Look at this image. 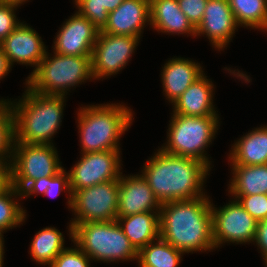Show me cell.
<instances>
[{"instance_id": "obj_1", "label": "cell", "mask_w": 267, "mask_h": 267, "mask_svg": "<svg viewBox=\"0 0 267 267\" xmlns=\"http://www.w3.org/2000/svg\"><path fill=\"white\" fill-rule=\"evenodd\" d=\"M209 196L161 204L160 237L185 253L215 250Z\"/></svg>"}, {"instance_id": "obj_2", "label": "cell", "mask_w": 267, "mask_h": 267, "mask_svg": "<svg viewBox=\"0 0 267 267\" xmlns=\"http://www.w3.org/2000/svg\"><path fill=\"white\" fill-rule=\"evenodd\" d=\"M210 170L199 160L168 154L159 148L145 162L141 173L163 204L207 196L203 188Z\"/></svg>"}, {"instance_id": "obj_3", "label": "cell", "mask_w": 267, "mask_h": 267, "mask_svg": "<svg viewBox=\"0 0 267 267\" xmlns=\"http://www.w3.org/2000/svg\"><path fill=\"white\" fill-rule=\"evenodd\" d=\"M25 87L27 89L18 101L7 99L14 114V142L53 144L52 139L61 126L67 96L43 95L27 85Z\"/></svg>"}, {"instance_id": "obj_4", "label": "cell", "mask_w": 267, "mask_h": 267, "mask_svg": "<svg viewBox=\"0 0 267 267\" xmlns=\"http://www.w3.org/2000/svg\"><path fill=\"white\" fill-rule=\"evenodd\" d=\"M133 112L122 103L79 107L77 112L81 154L121 150L119 140L133 122ZM130 126V127H129Z\"/></svg>"}, {"instance_id": "obj_5", "label": "cell", "mask_w": 267, "mask_h": 267, "mask_svg": "<svg viewBox=\"0 0 267 267\" xmlns=\"http://www.w3.org/2000/svg\"><path fill=\"white\" fill-rule=\"evenodd\" d=\"M53 53L46 51L38 68L25 79V85L32 91L43 95L66 96L71 88L94 80L91 56Z\"/></svg>"}, {"instance_id": "obj_6", "label": "cell", "mask_w": 267, "mask_h": 267, "mask_svg": "<svg viewBox=\"0 0 267 267\" xmlns=\"http://www.w3.org/2000/svg\"><path fill=\"white\" fill-rule=\"evenodd\" d=\"M171 114L173 115L167 129L168 139L160 149L168 154L199 160L211 169L212 161L205 152L220 127L219 116Z\"/></svg>"}, {"instance_id": "obj_7", "label": "cell", "mask_w": 267, "mask_h": 267, "mask_svg": "<svg viewBox=\"0 0 267 267\" xmlns=\"http://www.w3.org/2000/svg\"><path fill=\"white\" fill-rule=\"evenodd\" d=\"M72 242L93 261L138 260V252L116 220L77 223L73 226Z\"/></svg>"}, {"instance_id": "obj_8", "label": "cell", "mask_w": 267, "mask_h": 267, "mask_svg": "<svg viewBox=\"0 0 267 267\" xmlns=\"http://www.w3.org/2000/svg\"><path fill=\"white\" fill-rule=\"evenodd\" d=\"M63 169L54 144L14 142L12 186L26 197L45 178L55 176Z\"/></svg>"}, {"instance_id": "obj_9", "label": "cell", "mask_w": 267, "mask_h": 267, "mask_svg": "<svg viewBox=\"0 0 267 267\" xmlns=\"http://www.w3.org/2000/svg\"><path fill=\"white\" fill-rule=\"evenodd\" d=\"M119 180H111L72 193L71 211L74 217L68 232L73 241V226L77 223L106 222L117 219Z\"/></svg>"}, {"instance_id": "obj_10", "label": "cell", "mask_w": 267, "mask_h": 267, "mask_svg": "<svg viewBox=\"0 0 267 267\" xmlns=\"http://www.w3.org/2000/svg\"><path fill=\"white\" fill-rule=\"evenodd\" d=\"M211 212L215 249L223 243H253L257 221L238 200L233 198L219 209L212 203Z\"/></svg>"}, {"instance_id": "obj_11", "label": "cell", "mask_w": 267, "mask_h": 267, "mask_svg": "<svg viewBox=\"0 0 267 267\" xmlns=\"http://www.w3.org/2000/svg\"><path fill=\"white\" fill-rule=\"evenodd\" d=\"M120 154V150L81 154L78 162L68 171L71 192L111 180H119L123 174Z\"/></svg>"}, {"instance_id": "obj_12", "label": "cell", "mask_w": 267, "mask_h": 267, "mask_svg": "<svg viewBox=\"0 0 267 267\" xmlns=\"http://www.w3.org/2000/svg\"><path fill=\"white\" fill-rule=\"evenodd\" d=\"M140 37L112 35L99 32L92 51V70L95 80L116 75L128 62Z\"/></svg>"}, {"instance_id": "obj_13", "label": "cell", "mask_w": 267, "mask_h": 267, "mask_svg": "<svg viewBox=\"0 0 267 267\" xmlns=\"http://www.w3.org/2000/svg\"><path fill=\"white\" fill-rule=\"evenodd\" d=\"M53 52L68 56H92L99 30L77 11L59 28Z\"/></svg>"}, {"instance_id": "obj_14", "label": "cell", "mask_w": 267, "mask_h": 267, "mask_svg": "<svg viewBox=\"0 0 267 267\" xmlns=\"http://www.w3.org/2000/svg\"><path fill=\"white\" fill-rule=\"evenodd\" d=\"M238 27L228 0H208L196 36L206 35L211 45L221 51L231 42Z\"/></svg>"}, {"instance_id": "obj_15", "label": "cell", "mask_w": 267, "mask_h": 267, "mask_svg": "<svg viewBox=\"0 0 267 267\" xmlns=\"http://www.w3.org/2000/svg\"><path fill=\"white\" fill-rule=\"evenodd\" d=\"M9 64L14 63L34 67L31 74L38 68L46 53V45L41 36L28 24L20 23L1 43Z\"/></svg>"}, {"instance_id": "obj_16", "label": "cell", "mask_w": 267, "mask_h": 267, "mask_svg": "<svg viewBox=\"0 0 267 267\" xmlns=\"http://www.w3.org/2000/svg\"><path fill=\"white\" fill-rule=\"evenodd\" d=\"M117 217L150 211H160L161 203L155 197L142 174L119 177Z\"/></svg>"}, {"instance_id": "obj_17", "label": "cell", "mask_w": 267, "mask_h": 267, "mask_svg": "<svg viewBox=\"0 0 267 267\" xmlns=\"http://www.w3.org/2000/svg\"><path fill=\"white\" fill-rule=\"evenodd\" d=\"M146 23L150 25V0H124L108 13L103 33L142 38Z\"/></svg>"}, {"instance_id": "obj_18", "label": "cell", "mask_w": 267, "mask_h": 267, "mask_svg": "<svg viewBox=\"0 0 267 267\" xmlns=\"http://www.w3.org/2000/svg\"><path fill=\"white\" fill-rule=\"evenodd\" d=\"M214 84L203 73L172 103L173 113L188 116H218L213 104Z\"/></svg>"}, {"instance_id": "obj_19", "label": "cell", "mask_w": 267, "mask_h": 267, "mask_svg": "<svg viewBox=\"0 0 267 267\" xmlns=\"http://www.w3.org/2000/svg\"><path fill=\"white\" fill-rule=\"evenodd\" d=\"M203 67L192 59L174 57L169 59L162 67L161 81L164 96L173 103L182 93L202 74Z\"/></svg>"}, {"instance_id": "obj_20", "label": "cell", "mask_w": 267, "mask_h": 267, "mask_svg": "<svg viewBox=\"0 0 267 267\" xmlns=\"http://www.w3.org/2000/svg\"><path fill=\"white\" fill-rule=\"evenodd\" d=\"M150 27L163 34L196 37V29L181 11L178 0H150Z\"/></svg>"}, {"instance_id": "obj_21", "label": "cell", "mask_w": 267, "mask_h": 267, "mask_svg": "<svg viewBox=\"0 0 267 267\" xmlns=\"http://www.w3.org/2000/svg\"><path fill=\"white\" fill-rule=\"evenodd\" d=\"M230 165L267 164V125L254 128L232 144Z\"/></svg>"}, {"instance_id": "obj_22", "label": "cell", "mask_w": 267, "mask_h": 267, "mask_svg": "<svg viewBox=\"0 0 267 267\" xmlns=\"http://www.w3.org/2000/svg\"><path fill=\"white\" fill-rule=\"evenodd\" d=\"M116 221L137 252L160 237L159 211L117 217Z\"/></svg>"}, {"instance_id": "obj_23", "label": "cell", "mask_w": 267, "mask_h": 267, "mask_svg": "<svg viewBox=\"0 0 267 267\" xmlns=\"http://www.w3.org/2000/svg\"><path fill=\"white\" fill-rule=\"evenodd\" d=\"M230 167L233 174L228 184L230 195L267 194V164Z\"/></svg>"}, {"instance_id": "obj_24", "label": "cell", "mask_w": 267, "mask_h": 267, "mask_svg": "<svg viewBox=\"0 0 267 267\" xmlns=\"http://www.w3.org/2000/svg\"><path fill=\"white\" fill-rule=\"evenodd\" d=\"M63 234L54 227L39 230L30 245V256L40 265L53 263L54 259L64 250L65 240Z\"/></svg>"}, {"instance_id": "obj_25", "label": "cell", "mask_w": 267, "mask_h": 267, "mask_svg": "<svg viewBox=\"0 0 267 267\" xmlns=\"http://www.w3.org/2000/svg\"><path fill=\"white\" fill-rule=\"evenodd\" d=\"M184 253L161 237L150 242L138 252L139 267H178Z\"/></svg>"}, {"instance_id": "obj_26", "label": "cell", "mask_w": 267, "mask_h": 267, "mask_svg": "<svg viewBox=\"0 0 267 267\" xmlns=\"http://www.w3.org/2000/svg\"><path fill=\"white\" fill-rule=\"evenodd\" d=\"M238 26L267 31V0H228Z\"/></svg>"}, {"instance_id": "obj_27", "label": "cell", "mask_w": 267, "mask_h": 267, "mask_svg": "<svg viewBox=\"0 0 267 267\" xmlns=\"http://www.w3.org/2000/svg\"><path fill=\"white\" fill-rule=\"evenodd\" d=\"M14 197V198H13ZM26 198L17 188L11 187L0 194V233L19 227L26 219V210L19 204L18 199Z\"/></svg>"}, {"instance_id": "obj_28", "label": "cell", "mask_w": 267, "mask_h": 267, "mask_svg": "<svg viewBox=\"0 0 267 267\" xmlns=\"http://www.w3.org/2000/svg\"><path fill=\"white\" fill-rule=\"evenodd\" d=\"M124 0H74L77 12L102 31L108 22V13L115 10Z\"/></svg>"}, {"instance_id": "obj_29", "label": "cell", "mask_w": 267, "mask_h": 267, "mask_svg": "<svg viewBox=\"0 0 267 267\" xmlns=\"http://www.w3.org/2000/svg\"><path fill=\"white\" fill-rule=\"evenodd\" d=\"M14 141V114L8 102L5 101L0 106V158L13 157Z\"/></svg>"}, {"instance_id": "obj_30", "label": "cell", "mask_w": 267, "mask_h": 267, "mask_svg": "<svg viewBox=\"0 0 267 267\" xmlns=\"http://www.w3.org/2000/svg\"><path fill=\"white\" fill-rule=\"evenodd\" d=\"M62 191L66 192V194L69 193L67 203L69 209H71L72 192L70 190L69 173L64 169L55 176L45 178L29 193L27 197H30L33 194H42L43 196L47 195L54 198L59 196Z\"/></svg>"}, {"instance_id": "obj_31", "label": "cell", "mask_w": 267, "mask_h": 267, "mask_svg": "<svg viewBox=\"0 0 267 267\" xmlns=\"http://www.w3.org/2000/svg\"><path fill=\"white\" fill-rule=\"evenodd\" d=\"M257 221L267 219V194L232 195Z\"/></svg>"}, {"instance_id": "obj_32", "label": "cell", "mask_w": 267, "mask_h": 267, "mask_svg": "<svg viewBox=\"0 0 267 267\" xmlns=\"http://www.w3.org/2000/svg\"><path fill=\"white\" fill-rule=\"evenodd\" d=\"M66 247L49 267H90L92 261L75 243Z\"/></svg>"}, {"instance_id": "obj_33", "label": "cell", "mask_w": 267, "mask_h": 267, "mask_svg": "<svg viewBox=\"0 0 267 267\" xmlns=\"http://www.w3.org/2000/svg\"><path fill=\"white\" fill-rule=\"evenodd\" d=\"M19 6L0 2V43L22 22L16 17Z\"/></svg>"}, {"instance_id": "obj_34", "label": "cell", "mask_w": 267, "mask_h": 267, "mask_svg": "<svg viewBox=\"0 0 267 267\" xmlns=\"http://www.w3.org/2000/svg\"><path fill=\"white\" fill-rule=\"evenodd\" d=\"M208 0H178L181 11L196 29L203 19L205 6Z\"/></svg>"}, {"instance_id": "obj_35", "label": "cell", "mask_w": 267, "mask_h": 267, "mask_svg": "<svg viewBox=\"0 0 267 267\" xmlns=\"http://www.w3.org/2000/svg\"><path fill=\"white\" fill-rule=\"evenodd\" d=\"M12 187V158H0V194Z\"/></svg>"}, {"instance_id": "obj_36", "label": "cell", "mask_w": 267, "mask_h": 267, "mask_svg": "<svg viewBox=\"0 0 267 267\" xmlns=\"http://www.w3.org/2000/svg\"><path fill=\"white\" fill-rule=\"evenodd\" d=\"M256 243L263 261L267 260V219L257 222L256 234L253 240Z\"/></svg>"}, {"instance_id": "obj_37", "label": "cell", "mask_w": 267, "mask_h": 267, "mask_svg": "<svg viewBox=\"0 0 267 267\" xmlns=\"http://www.w3.org/2000/svg\"><path fill=\"white\" fill-rule=\"evenodd\" d=\"M11 65L8 62L6 55L4 54L2 48L0 47V80L8 75L11 69Z\"/></svg>"}, {"instance_id": "obj_38", "label": "cell", "mask_w": 267, "mask_h": 267, "mask_svg": "<svg viewBox=\"0 0 267 267\" xmlns=\"http://www.w3.org/2000/svg\"><path fill=\"white\" fill-rule=\"evenodd\" d=\"M3 234L0 233V267H3L4 265V254H5V251H4V238H3Z\"/></svg>"}, {"instance_id": "obj_39", "label": "cell", "mask_w": 267, "mask_h": 267, "mask_svg": "<svg viewBox=\"0 0 267 267\" xmlns=\"http://www.w3.org/2000/svg\"><path fill=\"white\" fill-rule=\"evenodd\" d=\"M0 2L21 6V4H24V3L29 2V1L28 0H0Z\"/></svg>"}, {"instance_id": "obj_40", "label": "cell", "mask_w": 267, "mask_h": 267, "mask_svg": "<svg viewBox=\"0 0 267 267\" xmlns=\"http://www.w3.org/2000/svg\"><path fill=\"white\" fill-rule=\"evenodd\" d=\"M5 101H7V99L1 98V99H0V106H1Z\"/></svg>"}]
</instances>
